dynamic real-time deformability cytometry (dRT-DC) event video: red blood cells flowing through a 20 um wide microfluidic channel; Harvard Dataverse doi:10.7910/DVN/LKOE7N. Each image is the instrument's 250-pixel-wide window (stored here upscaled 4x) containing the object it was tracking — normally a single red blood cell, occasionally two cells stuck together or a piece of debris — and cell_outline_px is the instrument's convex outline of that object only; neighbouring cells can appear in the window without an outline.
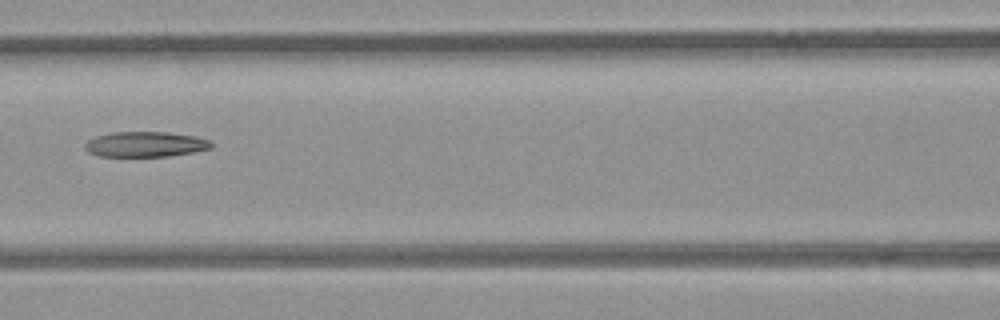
{"species": "common noctule bat (a hibernating species)", "species_latin": "Nyctalus noctula", "temperature_condition": "room temperature", "stored_images_in_passage": 5, "camera_frame_rate_fps": 3000, "um_per_image_px": 0.085, "animal": {"sex": "female", "body_mass_g": 21.9}, "frame": {"image": 1, "passage_image": 3, "time_ms": 2.333, "image_size_px": [1000, 320], "cell_outline_px": [[212, 148], [192, 152], [168, 156], [96, 156], [88, 152], [84, 148], [84, 144], [88, 140], [96, 136], [112, 132], [168, 132], [196, 136], [208, 140], [212, 144]], "centroid_in_image_um": [12.32, 12.26], "position_along_channel_um": 154.3, "area_um2": 18.61}}
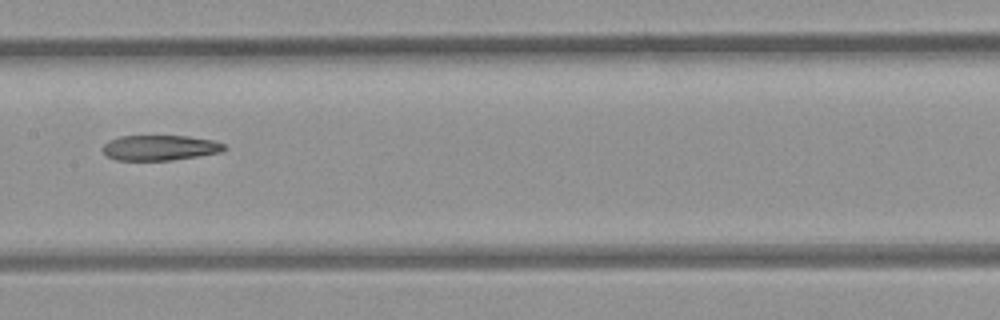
{"frame": {"image": 2, "passage_image": 4, "time_ms": 3.333, "image_size_px": [1000, 320], "cell_outline_px": [[228, 148], [220, 152], [172, 160], [116, 160], [104, 156], [104, 144], [108, 140], [120, 136], [188, 136], [212, 140], [224, 144]], "centroid_in_image_um": [13.57, 12.56], "position_along_channel_um": 193.8, "area_um2": 17.86}}
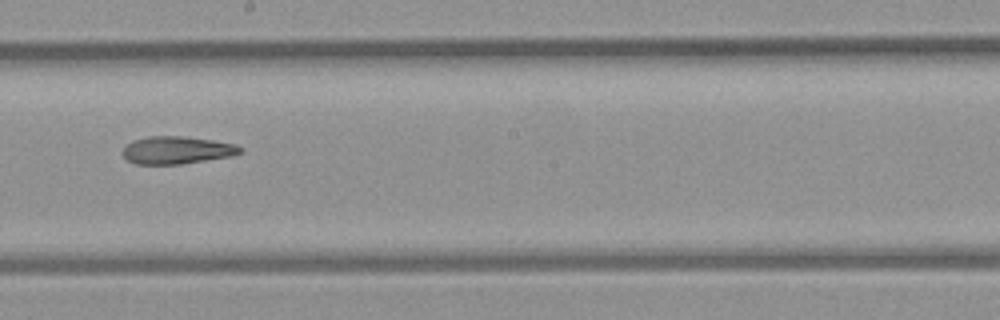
{"frame": {"image": 3, "passage_image": 5, "time_ms": 4.333, "image_size_px": [1000, 320], "cell_outline_px": [[244, 152], [232, 156], [180, 164], [136, 164], [128, 160], [120, 152], [132, 140], [148, 136], [180, 136], [212, 140], [236, 144], [244, 148]], "centroid_in_image_um": [15.05, 12.76], "position_along_channel_um": 233.1, "area_um2": 18.96}}